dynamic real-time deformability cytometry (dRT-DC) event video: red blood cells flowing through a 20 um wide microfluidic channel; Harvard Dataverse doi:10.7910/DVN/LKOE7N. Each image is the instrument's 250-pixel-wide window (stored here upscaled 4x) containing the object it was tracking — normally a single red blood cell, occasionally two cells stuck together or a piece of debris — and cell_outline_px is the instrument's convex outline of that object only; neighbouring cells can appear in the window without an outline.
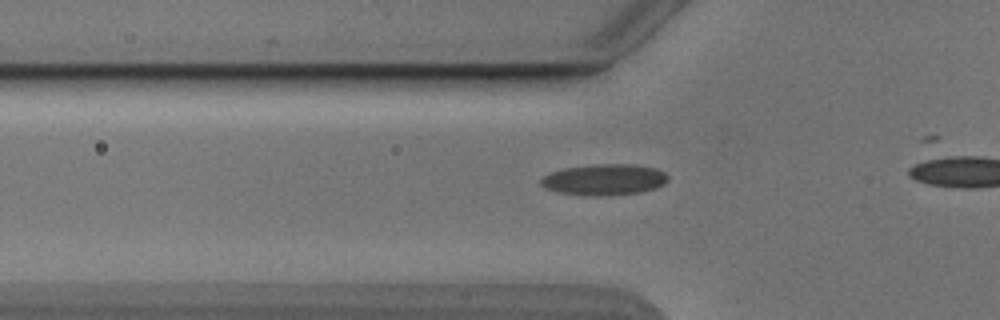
{"species": "Egyptian fruit bat (a non-hibernating species)", "species_latin": "Rousettus aegyptiacus", "temperature_condition": "cold", "stored_images_in_passage": 14, "camera_frame_rate_fps": 3000, "um_per_image_px": 0.085, "animal": {"sex": "male"}, "frame": {"image": 1, "passage_image": 8, "time_ms": 2.333, "image_size_px": [1000, 320], "cell_outline_px": [[668, 180], [664, 184], [656, 188], [644, 192], [608, 196], [592, 196], [556, 192], [544, 188], [540, 184], [540, 180], [548, 172], [564, 168], [592, 164], [632, 164], [656, 168], [664, 172], [668, 176]], "centroid_in_image_um": [51.35, 15.27], "position_along_channel_um": 74.4, "area_um2": 23.47}}
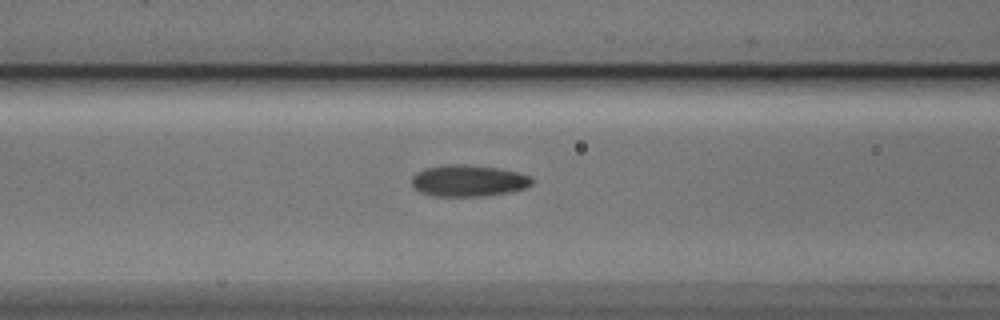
{"frame": {"image": 2, "passage_image": 12, "time_ms": 3.667, "image_size_px": [1000, 320], "cell_outline_px": [[532, 184], [528, 188], [508, 192], [484, 196], [432, 196], [420, 192], [412, 184], [412, 176], [416, 172], [424, 168], [448, 164], [464, 164], [500, 168], [520, 172], [528, 176], [532, 180]], "centroid_in_image_um": [39.81, 15.35], "position_along_channel_um": 126.8, "area_um2": 22.25}}